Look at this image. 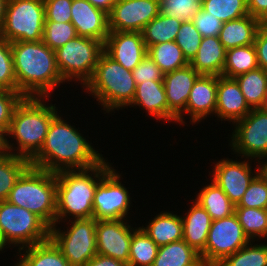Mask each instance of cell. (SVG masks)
<instances>
[{
	"mask_svg": "<svg viewBox=\"0 0 267 266\" xmlns=\"http://www.w3.org/2000/svg\"><path fill=\"white\" fill-rule=\"evenodd\" d=\"M235 207L267 209V178L260 172Z\"/></svg>",
	"mask_w": 267,
	"mask_h": 266,
	"instance_id": "7bdbcfd3",
	"label": "cell"
},
{
	"mask_svg": "<svg viewBox=\"0 0 267 266\" xmlns=\"http://www.w3.org/2000/svg\"><path fill=\"white\" fill-rule=\"evenodd\" d=\"M202 38L192 21L182 22L175 42L189 63L196 56Z\"/></svg>",
	"mask_w": 267,
	"mask_h": 266,
	"instance_id": "60d3db41",
	"label": "cell"
},
{
	"mask_svg": "<svg viewBox=\"0 0 267 266\" xmlns=\"http://www.w3.org/2000/svg\"><path fill=\"white\" fill-rule=\"evenodd\" d=\"M254 46L259 67L267 71V22H263L257 32Z\"/></svg>",
	"mask_w": 267,
	"mask_h": 266,
	"instance_id": "c3c4849f",
	"label": "cell"
},
{
	"mask_svg": "<svg viewBox=\"0 0 267 266\" xmlns=\"http://www.w3.org/2000/svg\"><path fill=\"white\" fill-rule=\"evenodd\" d=\"M201 187L194 200L207 211L212 221L235 213V205L215 182L211 180L210 183L201 185Z\"/></svg>",
	"mask_w": 267,
	"mask_h": 266,
	"instance_id": "83f0119b",
	"label": "cell"
},
{
	"mask_svg": "<svg viewBox=\"0 0 267 266\" xmlns=\"http://www.w3.org/2000/svg\"><path fill=\"white\" fill-rule=\"evenodd\" d=\"M76 36L75 27L71 22L45 21L42 42L55 51Z\"/></svg>",
	"mask_w": 267,
	"mask_h": 266,
	"instance_id": "ab89813d",
	"label": "cell"
},
{
	"mask_svg": "<svg viewBox=\"0 0 267 266\" xmlns=\"http://www.w3.org/2000/svg\"><path fill=\"white\" fill-rule=\"evenodd\" d=\"M22 98L17 91L0 89V128L9 130L13 111Z\"/></svg>",
	"mask_w": 267,
	"mask_h": 266,
	"instance_id": "ee69618b",
	"label": "cell"
},
{
	"mask_svg": "<svg viewBox=\"0 0 267 266\" xmlns=\"http://www.w3.org/2000/svg\"><path fill=\"white\" fill-rule=\"evenodd\" d=\"M192 22L201 36L204 37H218L223 26V21L213 17L203 9L198 11Z\"/></svg>",
	"mask_w": 267,
	"mask_h": 266,
	"instance_id": "7dc6e473",
	"label": "cell"
},
{
	"mask_svg": "<svg viewBox=\"0 0 267 266\" xmlns=\"http://www.w3.org/2000/svg\"><path fill=\"white\" fill-rule=\"evenodd\" d=\"M63 224L66 226L63 227L64 230L58 224L52 226L49 238L71 266H84L97 254L96 219H73L64 221Z\"/></svg>",
	"mask_w": 267,
	"mask_h": 266,
	"instance_id": "9c48e42d",
	"label": "cell"
},
{
	"mask_svg": "<svg viewBox=\"0 0 267 266\" xmlns=\"http://www.w3.org/2000/svg\"><path fill=\"white\" fill-rule=\"evenodd\" d=\"M104 44L96 39L76 36L55 50L56 63L64 82L80 83L83 88L93 76Z\"/></svg>",
	"mask_w": 267,
	"mask_h": 266,
	"instance_id": "ba28073f",
	"label": "cell"
},
{
	"mask_svg": "<svg viewBox=\"0 0 267 266\" xmlns=\"http://www.w3.org/2000/svg\"><path fill=\"white\" fill-rule=\"evenodd\" d=\"M104 51L116 62L132 71L146 56L142 32L110 31Z\"/></svg>",
	"mask_w": 267,
	"mask_h": 266,
	"instance_id": "ac0fdd59",
	"label": "cell"
},
{
	"mask_svg": "<svg viewBox=\"0 0 267 266\" xmlns=\"http://www.w3.org/2000/svg\"><path fill=\"white\" fill-rule=\"evenodd\" d=\"M17 92L23 97H49L65 84L56 63L55 51L42 41L11 43Z\"/></svg>",
	"mask_w": 267,
	"mask_h": 266,
	"instance_id": "7a4b0ae2",
	"label": "cell"
},
{
	"mask_svg": "<svg viewBox=\"0 0 267 266\" xmlns=\"http://www.w3.org/2000/svg\"><path fill=\"white\" fill-rule=\"evenodd\" d=\"M152 266H204L200 254L184 240L159 246Z\"/></svg>",
	"mask_w": 267,
	"mask_h": 266,
	"instance_id": "f546056e",
	"label": "cell"
},
{
	"mask_svg": "<svg viewBox=\"0 0 267 266\" xmlns=\"http://www.w3.org/2000/svg\"><path fill=\"white\" fill-rule=\"evenodd\" d=\"M136 85L142 82L163 81L164 73L148 54L131 71Z\"/></svg>",
	"mask_w": 267,
	"mask_h": 266,
	"instance_id": "f6af8a7d",
	"label": "cell"
},
{
	"mask_svg": "<svg viewBox=\"0 0 267 266\" xmlns=\"http://www.w3.org/2000/svg\"><path fill=\"white\" fill-rule=\"evenodd\" d=\"M131 225L129 219L96 220L97 254L128 264L132 233L137 228Z\"/></svg>",
	"mask_w": 267,
	"mask_h": 266,
	"instance_id": "9a60e30c",
	"label": "cell"
},
{
	"mask_svg": "<svg viewBox=\"0 0 267 266\" xmlns=\"http://www.w3.org/2000/svg\"><path fill=\"white\" fill-rule=\"evenodd\" d=\"M121 180H124L122 173L113 167L97 184L93 201V217L96 220L130 218L132 197Z\"/></svg>",
	"mask_w": 267,
	"mask_h": 266,
	"instance_id": "4fadbf2b",
	"label": "cell"
},
{
	"mask_svg": "<svg viewBox=\"0 0 267 266\" xmlns=\"http://www.w3.org/2000/svg\"><path fill=\"white\" fill-rule=\"evenodd\" d=\"M29 166L28 159L11 153L0 157V202L7 200L15 182Z\"/></svg>",
	"mask_w": 267,
	"mask_h": 266,
	"instance_id": "d590c367",
	"label": "cell"
},
{
	"mask_svg": "<svg viewBox=\"0 0 267 266\" xmlns=\"http://www.w3.org/2000/svg\"><path fill=\"white\" fill-rule=\"evenodd\" d=\"M7 3L8 0H0V31L4 24Z\"/></svg>",
	"mask_w": 267,
	"mask_h": 266,
	"instance_id": "db71d44e",
	"label": "cell"
},
{
	"mask_svg": "<svg viewBox=\"0 0 267 266\" xmlns=\"http://www.w3.org/2000/svg\"><path fill=\"white\" fill-rule=\"evenodd\" d=\"M159 13V0H116L108 14L109 31L142 32Z\"/></svg>",
	"mask_w": 267,
	"mask_h": 266,
	"instance_id": "2e32d148",
	"label": "cell"
},
{
	"mask_svg": "<svg viewBox=\"0 0 267 266\" xmlns=\"http://www.w3.org/2000/svg\"><path fill=\"white\" fill-rule=\"evenodd\" d=\"M82 89L101 104L104 114H111L126 109L132 102L136 83L130 70L103 51L93 76Z\"/></svg>",
	"mask_w": 267,
	"mask_h": 266,
	"instance_id": "5b68a950",
	"label": "cell"
},
{
	"mask_svg": "<svg viewBox=\"0 0 267 266\" xmlns=\"http://www.w3.org/2000/svg\"><path fill=\"white\" fill-rule=\"evenodd\" d=\"M247 7L249 15L262 23L267 22V0H247Z\"/></svg>",
	"mask_w": 267,
	"mask_h": 266,
	"instance_id": "681fc988",
	"label": "cell"
},
{
	"mask_svg": "<svg viewBox=\"0 0 267 266\" xmlns=\"http://www.w3.org/2000/svg\"><path fill=\"white\" fill-rule=\"evenodd\" d=\"M49 97H23L7 131L10 153L29 161L40 151L53 118L59 113ZM47 102V103H46ZM15 143V144H14Z\"/></svg>",
	"mask_w": 267,
	"mask_h": 266,
	"instance_id": "3957f363",
	"label": "cell"
},
{
	"mask_svg": "<svg viewBox=\"0 0 267 266\" xmlns=\"http://www.w3.org/2000/svg\"><path fill=\"white\" fill-rule=\"evenodd\" d=\"M15 262H17V263H14V265H12V266H23L19 261H15Z\"/></svg>",
	"mask_w": 267,
	"mask_h": 266,
	"instance_id": "6f0895ef",
	"label": "cell"
},
{
	"mask_svg": "<svg viewBox=\"0 0 267 266\" xmlns=\"http://www.w3.org/2000/svg\"><path fill=\"white\" fill-rule=\"evenodd\" d=\"M252 109L247 104L234 78L217 76L216 120L232 125L243 119Z\"/></svg>",
	"mask_w": 267,
	"mask_h": 266,
	"instance_id": "44dd1931",
	"label": "cell"
},
{
	"mask_svg": "<svg viewBox=\"0 0 267 266\" xmlns=\"http://www.w3.org/2000/svg\"><path fill=\"white\" fill-rule=\"evenodd\" d=\"M182 22L159 13L143 29L142 35L146 48L164 42L175 41Z\"/></svg>",
	"mask_w": 267,
	"mask_h": 266,
	"instance_id": "1f68e13d",
	"label": "cell"
},
{
	"mask_svg": "<svg viewBox=\"0 0 267 266\" xmlns=\"http://www.w3.org/2000/svg\"><path fill=\"white\" fill-rule=\"evenodd\" d=\"M202 9L223 23L249 15L247 0H202Z\"/></svg>",
	"mask_w": 267,
	"mask_h": 266,
	"instance_id": "74e56055",
	"label": "cell"
},
{
	"mask_svg": "<svg viewBox=\"0 0 267 266\" xmlns=\"http://www.w3.org/2000/svg\"><path fill=\"white\" fill-rule=\"evenodd\" d=\"M4 249H6V248L4 247V244H3L2 239L0 237V251L3 253Z\"/></svg>",
	"mask_w": 267,
	"mask_h": 266,
	"instance_id": "9f6ffc18",
	"label": "cell"
},
{
	"mask_svg": "<svg viewBox=\"0 0 267 266\" xmlns=\"http://www.w3.org/2000/svg\"><path fill=\"white\" fill-rule=\"evenodd\" d=\"M257 52L254 44L226 50V61L222 76L235 78L258 68Z\"/></svg>",
	"mask_w": 267,
	"mask_h": 266,
	"instance_id": "4dcf8cb0",
	"label": "cell"
},
{
	"mask_svg": "<svg viewBox=\"0 0 267 266\" xmlns=\"http://www.w3.org/2000/svg\"><path fill=\"white\" fill-rule=\"evenodd\" d=\"M235 156L236 160L226 157L212 162L215 165L210 171L212 174L209 172V175L212 176L210 180L215 182L236 206L241 201L252 180L261 172V166L260 162L257 161L256 169H253V166H251L253 159L244 157L243 160V157H239L238 161V156Z\"/></svg>",
	"mask_w": 267,
	"mask_h": 266,
	"instance_id": "5bb4252c",
	"label": "cell"
},
{
	"mask_svg": "<svg viewBox=\"0 0 267 266\" xmlns=\"http://www.w3.org/2000/svg\"><path fill=\"white\" fill-rule=\"evenodd\" d=\"M251 109L264 108L267 102V71L258 67L234 78Z\"/></svg>",
	"mask_w": 267,
	"mask_h": 266,
	"instance_id": "f1b7e54d",
	"label": "cell"
},
{
	"mask_svg": "<svg viewBox=\"0 0 267 266\" xmlns=\"http://www.w3.org/2000/svg\"><path fill=\"white\" fill-rule=\"evenodd\" d=\"M231 127L234 128L228 135L231 154L255 159L254 164L267 157V109H252Z\"/></svg>",
	"mask_w": 267,
	"mask_h": 266,
	"instance_id": "8fae6325",
	"label": "cell"
},
{
	"mask_svg": "<svg viewBox=\"0 0 267 266\" xmlns=\"http://www.w3.org/2000/svg\"><path fill=\"white\" fill-rule=\"evenodd\" d=\"M72 0H44L45 21L71 22Z\"/></svg>",
	"mask_w": 267,
	"mask_h": 266,
	"instance_id": "bcb514c9",
	"label": "cell"
},
{
	"mask_svg": "<svg viewBox=\"0 0 267 266\" xmlns=\"http://www.w3.org/2000/svg\"><path fill=\"white\" fill-rule=\"evenodd\" d=\"M140 227L158 246L183 240L182 218L174 211L163 210Z\"/></svg>",
	"mask_w": 267,
	"mask_h": 266,
	"instance_id": "d4e9b609",
	"label": "cell"
},
{
	"mask_svg": "<svg viewBox=\"0 0 267 266\" xmlns=\"http://www.w3.org/2000/svg\"><path fill=\"white\" fill-rule=\"evenodd\" d=\"M0 89L17 91L11 43L0 35Z\"/></svg>",
	"mask_w": 267,
	"mask_h": 266,
	"instance_id": "b9f144b4",
	"label": "cell"
},
{
	"mask_svg": "<svg viewBox=\"0 0 267 266\" xmlns=\"http://www.w3.org/2000/svg\"><path fill=\"white\" fill-rule=\"evenodd\" d=\"M262 22L251 15L224 22L219 40L226 50L254 44Z\"/></svg>",
	"mask_w": 267,
	"mask_h": 266,
	"instance_id": "484cf974",
	"label": "cell"
},
{
	"mask_svg": "<svg viewBox=\"0 0 267 266\" xmlns=\"http://www.w3.org/2000/svg\"><path fill=\"white\" fill-rule=\"evenodd\" d=\"M17 251L15 259L23 266H71L50 238Z\"/></svg>",
	"mask_w": 267,
	"mask_h": 266,
	"instance_id": "4316f807",
	"label": "cell"
},
{
	"mask_svg": "<svg viewBox=\"0 0 267 266\" xmlns=\"http://www.w3.org/2000/svg\"><path fill=\"white\" fill-rule=\"evenodd\" d=\"M158 245L139 226L132 233L128 266H152Z\"/></svg>",
	"mask_w": 267,
	"mask_h": 266,
	"instance_id": "836d02e7",
	"label": "cell"
},
{
	"mask_svg": "<svg viewBox=\"0 0 267 266\" xmlns=\"http://www.w3.org/2000/svg\"><path fill=\"white\" fill-rule=\"evenodd\" d=\"M251 240L244 233L235 213L214 220L208 232L204 251L200 254L204 266H216L225 257L234 254Z\"/></svg>",
	"mask_w": 267,
	"mask_h": 266,
	"instance_id": "7c38bea8",
	"label": "cell"
},
{
	"mask_svg": "<svg viewBox=\"0 0 267 266\" xmlns=\"http://www.w3.org/2000/svg\"><path fill=\"white\" fill-rule=\"evenodd\" d=\"M56 173L29 166L17 179L7 201L28 209L50 228L56 224Z\"/></svg>",
	"mask_w": 267,
	"mask_h": 266,
	"instance_id": "8992f818",
	"label": "cell"
},
{
	"mask_svg": "<svg viewBox=\"0 0 267 266\" xmlns=\"http://www.w3.org/2000/svg\"><path fill=\"white\" fill-rule=\"evenodd\" d=\"M226 49L219 37H204L196 56L189 63L199 74L222 76Z\"/></svg>",
	"mask_w": 267,
	"mask_h": 266,
	"instance_id": "cb8c5ba5",
	"label": "cell"
},
{
	"mask_svg": "<svg viewBox=\"0 0 267 266\" xmlns=\"http://www.w3.org/2000/svg\"><path fill=\"white\" fill-rule=\"evenodd\" d=\"M190 64L164 74L163 82L168 102V123H176L177 117L186 109L190 91L200 76Z\"/></svg>",
	"mask_w": 267,
	"mask_h": 266,
	"instance_id": "d6986e66",
	"label": "cell"
},
{
	"mask_svg": "<svg viewBox=\"0 0 267 266\" xmlns=\"http://www.w3.org/2000/svg\"><path fill=\"white\" fill-rule=\"evenodd\" d=\"M147 54L164 74L189 64L175 41L152 45L147 49Z\"/></svg>",
	"mask_w": 267,
	"mask_h": 266,
	"instance_id": "d6a6232c",
	"label": "cell"
},
{
	"mask_svg": "<svg viewBox=\"0 0 267 266\" xmlns=\"http://www.w3.org/2000/svg\"><path fill=\"white\" fill-rule=\"evenodd\" d=\"M50 227L35 213L7 200L0 202V237L6 248L17 250L49 239Z\"/></svg>",
	"mask_w": 267,
	"mask_h": 266,
	"instance_id": "52a82bcc",
	"label": "cell"
},
{
	"mask_svg": "<svg viewBox=\"0 0 267 266\" xmlns=\"http://www.w3.org/2000/svg\"><path fill=\"white\" fill-rule=\"evenodd\" d=\"M44 25V0H8L0 35L10 43L42 41Z\"/></svg>",
	"mask_w": 267,
	"mask_h": 266,
	"instance_id": "30bf717a",
	"label": "cell"
},
{
	"mask_svg": "<svg viewBox=\"0 0 267 266\" xmlns=\"http://www.w3.org/2000/svg\"><path fill=\"white\" fill-rule=\"evenodd\" d=\"M217 95V76L201 74L195 81L186 109L177 117V124L186 125L185 115H189L190 124H200L209 116L215 117ZM200 122V123H199Z\"/></svg>",
	"mask_w": 267,
	"mask_h": 266,
	"instance_id": "e0dca14e",
	"label": "cell"
},
{
	"mask_svg": "<svg viewBox=\"0 0 267 266\" xmlns=\"http://www.w3.org/2000/svg\"><path fill=\"white\" fill-rule=\"evenodd\" d=\"M84 266H128V264L112 257L96 254Z\"/></svg>",
	"mask_w": 267,
	"mask_h": 266,
	"instance_id": "f907efd6",
	"label": "cell"
},
{
	"mask_svg": "<svg viewBox=\"0 0 267 266\" xmlns=\"http://www.w3.org/2000/svg\"><path fill=\"white\" fill-rule=\"evenodd\" d=\"M235 214L250 240L267 241V209L235 207Z\"/></svg>",
	"mask_w": 267,
	"mask_h": 266,
	"instance_id": "e575fe53",
	"label": "cell"
},
{
	"mask_svg": "<svg viewBox=\"0 0 267 266\" xmlns=\"http://www.w3.org/2000/svg\"><path fill=\"white\" fill-rule=\"evenodd\" d=\"M111 164L113 165L106 158L90 169L64 170L56 173V224L62 225V222L68 219L93 217L95 189L101 179L114 167Z\"/></svg>",
	"mask_w": 267,
	"mask_h": 266,
	"instance_id": "277c9868",
	"label": "cell"
},
{
	"mask_svg": "<svg viewBox=\"0 0 267 266\" xmlns=\"http://www.w3.org/2000/svg\"><path fill=\"white\" fill-rule=\"evenodd\" d=\"M261 172L267 178V157L260 162Z\"/></svg>",
	"mask_w": 267,
	"mask_h": 266,
	"instance_id": "11a10c76",
	"label": "cell"
},
{
	"mask_svg": "<svg viewBox=\"0 0 267 266\" xmlns=\"http://www.w3.org/2000/svg\"><path fill=\"white\" fill-rule=\"evenodd\" d=\"M190 208L181 215L183 222V240L196 252L201 254L207 243L212 219L207 211L194 199ZM184 215V216H183Z\"/></svg>",
	"mask_w": 267,
	"mask_h": 266,
	"instance_id": "603a6c76",
	"label": "cell"
},
{
	"mask_svg": "<svg viewBox=\"0 0 267 266\" xmlns=\"http://www.w3.org/2000/svg\"><path fill=\"white\" fill-rule=\"evenodd\" d=\"M251 240L243 248L225 257L216 266H267V242ZM254 244V245H253Z\"/></svg>",
	"mask_w": 267,
	"mask_h": 266,
	"instance_id": "8d00e7d4",
	"label": "cell"
},
{
	"mask_svg": "<svg viewBox=\"0 0 267 266\" xmlns=\"http://www.w3.org/2000/svg\"><path fill=\"white\" fill-rule=\"evenodd\" d=\"M91 144L75 125L58 113L49 125L43 146L30 160V166L54 173L93 168L105 158Z\"/></svg>",
	"mask_w": 267,
	"mask_h": 266,
	"instance_id": "6da1fadb",
	"label": "cell"
},
{
	"mask_svg": "<svg viewBox=\"0 0 267 266\" xmlns=\"http://www.w3.org/2000/svg\"><path fill=\"white\" fill-rule=\"evenodd\" d=\"M7 130L0 128V157L10 154Z\"/></svg>",
	"mask_w": 267,
	"mask_h": 266,
	"instance_id": "f5cc1de1",
	"label": "cell"
},
{
	"mask_svg": "<svg viewBox=\"0 0 267 266\" xmlns=\"http://www.w3.org/2000/svg\"><path fill=\"white\" fill-rule=\"evenodd\" d=\"M94 7H97L101 10H104L106 13H110L112 11L113 5L116 0H87Z\"/></svg>",
	"mask_w": 267,
	"mask_h": 266,
	"instance_id": "816d5d0a",
	"label": "cell"
},
{
	"mask_svg": "<svg viewBox=\"0 0 267 266\" xmlns=\"http://www.w3.org/2000/svg\"><path fill=\"white\" fill-rule=\"evenodd\" d=\"M136 106V107H135ZM141 108L146 116H151L158 122H168V102L163 81L142 82L136 85L132 102L126 107Z\"/></svg>",
	"mask_w": 267,
	"mask_h": 266,
	"instance_id": "7402d4cb",
	"label": "cell"
},
{
	"mask_svg": "<svg viewBox=\"0 0 267 266\" xmlns=\"http://www.w3.org/2000/svg\"><path fill=\"white\" fill-rule=\"evenodd\" d=\"M201 9L202 0H159L160 14L181 22L192 21Z\"/></svg>",
	"mask_w": 267,
	"mask_h": 266,
	"instance_id": "f35d334b",
	"label": "cell"
},
{
	"mask_svg": "<svg viewBox=\"0 0 267 266\" xmlns=\"http://www.w3.org/2000/svg\"><path fill=\"white\" fill-rule=\"evenodd\" d=\"M71 23L77 36L93 38L103 44L110 32L108 13L87 0H72Z\"/></svg>",
	"mask_w": 267,
	"mask_h": 266,
	"instance_id": "ffe728a7",
	"label": "cell"
}]
</instances>
